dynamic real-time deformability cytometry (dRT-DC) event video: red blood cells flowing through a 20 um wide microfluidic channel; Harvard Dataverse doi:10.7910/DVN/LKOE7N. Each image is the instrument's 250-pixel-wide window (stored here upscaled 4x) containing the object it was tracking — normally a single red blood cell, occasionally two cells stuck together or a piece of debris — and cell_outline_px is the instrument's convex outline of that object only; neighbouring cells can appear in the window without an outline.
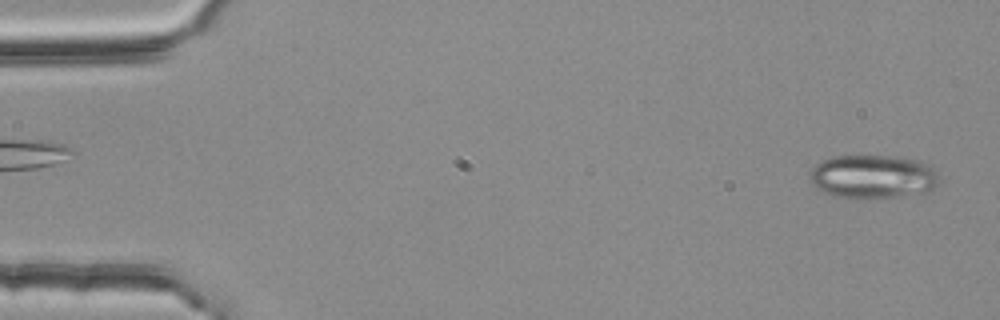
{"species": "common noctule bat (a hibernating species)", "species_latin": "Nyctalus noctula", "temperature_condition": "room temperature", "stored_images_in_passage": 54, "camera_frame_rate_fps": 3000, "um_per_image_px": 0.085, "animal": {"sex": "female", "body_mass_g": 25.1}, "frame": {"image": 1, "passage_image": 2, "time_ms": 0.333, "image_size_px": [1000, 320], "cell_outline_px": [[940, 184], [924, 192], [868, 200], [856, 200], [836, 196], [824, 192], [816, 188], [808, 180], [808, 176], [812, 168], [820, 160], [832, 156], [896, 156], [916, 160], [924, 164], [936, 172], [940, 176]], "centroid_in_image_um": [74.13, 15.03], "position_along_channel_um": 10.9, "area_um2": 33.35}}
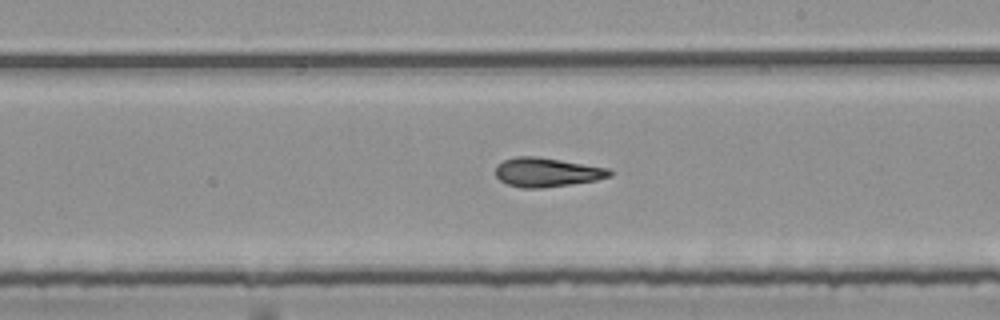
{"frame": {"image": 2, "passage_image": 31, "time_ms": 10.0, "image_size_px": [1000, 320], "cell_outline_px": [[612, 176], [596, 180], [540, 188], [520, 188], [508, 184], [500, 180], [496, 176], [496, 164], [504, 160], [516, 156], [536, 156], [608, 168], [612, 172]], "centroid_in_image_um": [46.45, 14.64], "position_along_channel_um": 242.6, "area_um2": 19.19}}
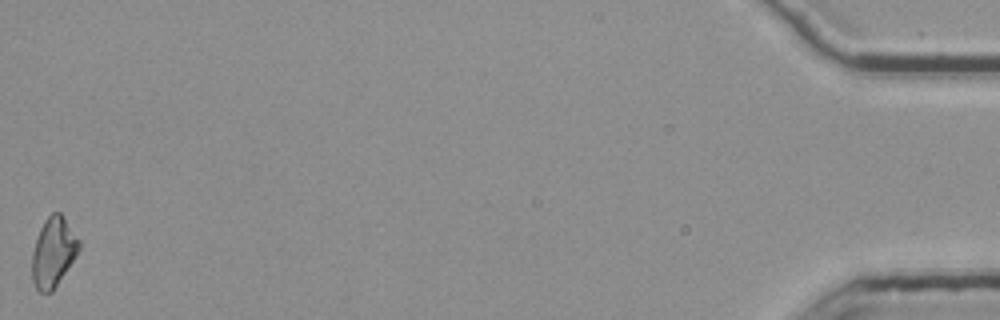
{"frame": {"image": 3, "passage_image": 54, "time_ms": 17.667, "image_size_px": [1000, 320], "cell_outline_px": [[80, 248], [76, 256], [52, 292], [40, 292], [36, 288], [32, 280], [32, 252], [40, 228], [44, 220], [52, 212], [60, 212], [80, 240]], "centroid_in_image_um": [4.53, 21.43], "position_along_channel_um": 430.7, "area_um2": 18.96}, "authors_computed_cell_mechanics": {"area_um2": 19.3052, "velocity_mm_per_s": 3.7679, "shape_relaxation_time_tau1_ms": 10.7375, "shape_relaxation_time_tau2_ms": 2.6423, "deformation_change_tau1": 0.2309, "deformation_change_tau2": 0.0966}}